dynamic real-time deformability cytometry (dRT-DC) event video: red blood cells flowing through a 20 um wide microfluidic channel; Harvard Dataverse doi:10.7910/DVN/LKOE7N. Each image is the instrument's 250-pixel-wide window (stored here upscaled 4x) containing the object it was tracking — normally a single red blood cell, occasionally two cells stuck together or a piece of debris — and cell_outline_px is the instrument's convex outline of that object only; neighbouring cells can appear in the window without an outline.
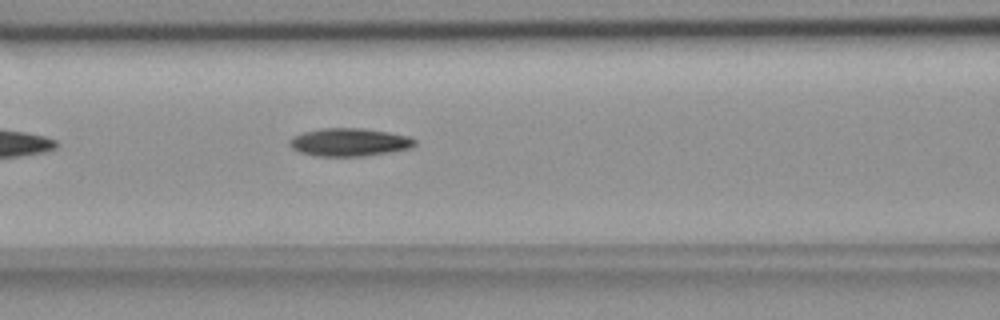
{"species": "common noctule bat (a hibernating species)", "species_latin": "Nyctalus noctula", "temperature_condition": "room temperature", "stored_images_in_passage": 11, "camera_frame_rate_fps": 3000, "um_per_image_px": 0.085, "animal": {"sex": "female", "body_mass_g": 18.4}, "frame": {"image": 1, "passage_image": 8, "time_ms": 2.333, "image_size_px": [1000, 320], "cell_outline_px": [[416, 144], [412, 148], [364, 156], [316, 156], [300, 152], [292, 148], [288, 144], [288, 140], [292, 136], [304, 132], [324, 128], [360, 128], [388, 132], [408, 136], [416, 140]], "centroid_in_image_um": [29.68, 12.09], "position_along_channel_um": 136.9, "area_um2": 20.4}}